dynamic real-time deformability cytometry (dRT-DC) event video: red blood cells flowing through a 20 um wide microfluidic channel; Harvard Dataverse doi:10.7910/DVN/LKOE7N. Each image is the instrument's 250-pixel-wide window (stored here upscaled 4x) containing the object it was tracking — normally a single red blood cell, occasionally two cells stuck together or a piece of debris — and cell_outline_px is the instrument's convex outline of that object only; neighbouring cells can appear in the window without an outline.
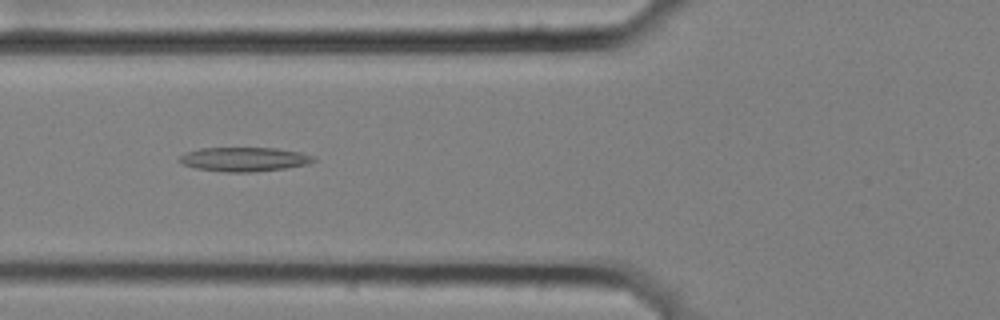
{"species": "common noctule bat (a hibernating species)", "species_latin": "Nyctalus noctula", "temperature_condition": "cold", "stored_images_in_passage": 4, "camera_frame_rate_fps": 3000, "um_per_image_px": 0.085, "animal": {"sex": "female", "body_mass_g": 25.1}, "frame": {"image": 1, "passage_image": 3, "time_ms": 0.667, "image_size_px": [1000, 320], "cell_outline_px": [[316, 160], [308, 164], [284, 168], [256, 172], [224, 172], [196, 168], [184, 164], [176, 160], [184, 152], [200, 148], [276, 148], [300, 152], [312, 156]], "centroid_in_image_um": [20.72, 13.54], "position_along_channel_um": 105.1, "area_um2": 18.9}}
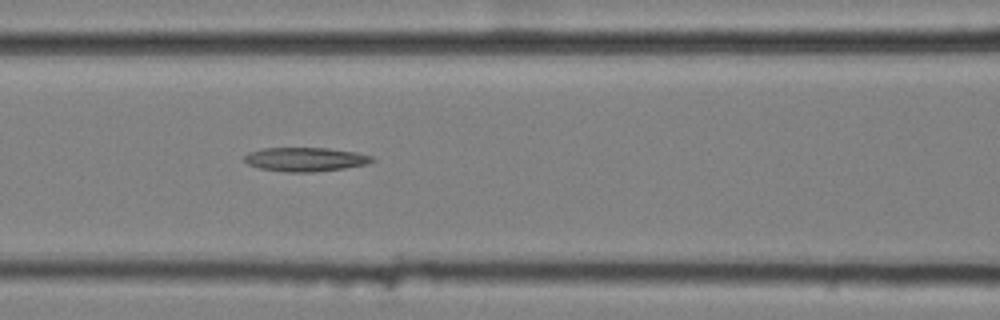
{"frame": {"image": 2, "passage_image": 4, "time_ms": 1.0, "image_size_px": [1000, 320], "cell_outline_px": [[376, 160], [368, 164], [344, 168], [312, 172], [284, 172], [260, 168], [248, 164], [244, 160], [244, 156], [248, 152], [264, 148], [328, 148], [356, 152], [372, 156]], "centroid_in_image_um": [25.97, 13.54], "position_along_channel_um": 140.6, "area_um2": 17.86}}